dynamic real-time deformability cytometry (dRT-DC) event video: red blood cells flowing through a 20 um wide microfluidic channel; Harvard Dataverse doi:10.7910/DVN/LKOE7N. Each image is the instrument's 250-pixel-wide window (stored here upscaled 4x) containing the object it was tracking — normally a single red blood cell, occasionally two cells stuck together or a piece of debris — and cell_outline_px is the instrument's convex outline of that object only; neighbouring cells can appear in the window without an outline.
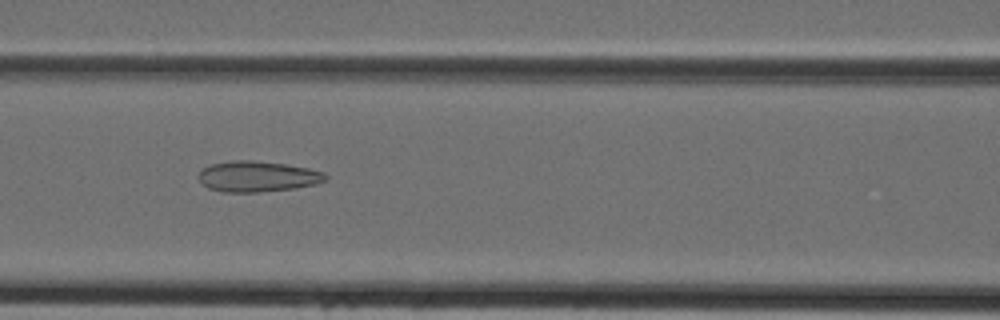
{"species": "Egyptian fruit bat (a non-hibernating species)", "species_latin": "Rousettus aegyptiacus", "temperature_condition": "cold", "stored_images_in_passage": 27, "camera_frame_rate_fps": 3000, "um_per_image_px": 0.085, "animal": {"sex": "female"}, "frame": {"image": 1, "passage_image": 7, "time_ms": 2.0, "image_size_px": [1000, 320], "cell_outline_px": [[328, 180], [296, 188], [260, 192], [220, 192], [208, 188], [196, 176], [204, 168], [212, 164], [232, 160], [256, 160], [284, 164], [308, 168], [324, 172], [328, 176]], "centroid_in_image_um": [21.88, 15.0], "position_along_channel_um": 144.7, "area_um2": 22.77}}
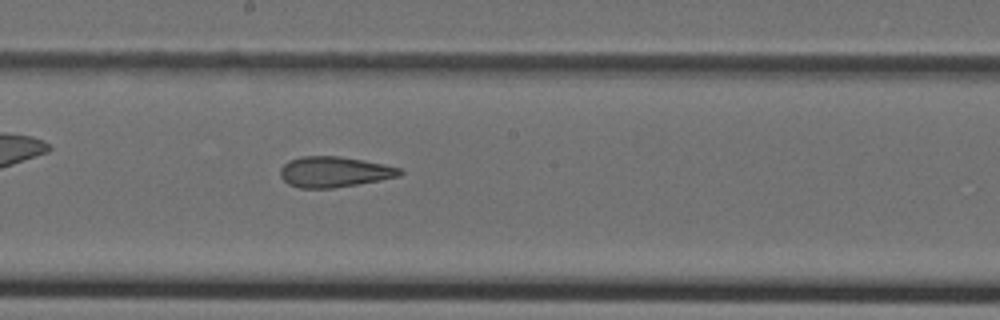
{"frame": {"image": 2, "passage_image": 12, "time_ms": 3.667, "image_size_px": [1000, 320], "cell_outline_px": [[404, 172], [400, 176], [380, 180], [332, 188], [300, 188], [288, 184], [280, 176], [280, 168], [288, 160], [300, 156], [340, 156], [364, 160], [384, 164], [400, 168]], "centroid_in_image_um": [28.39, 14.6], "position_along_channel_um": 219.8, "area_um2": 21.39}}
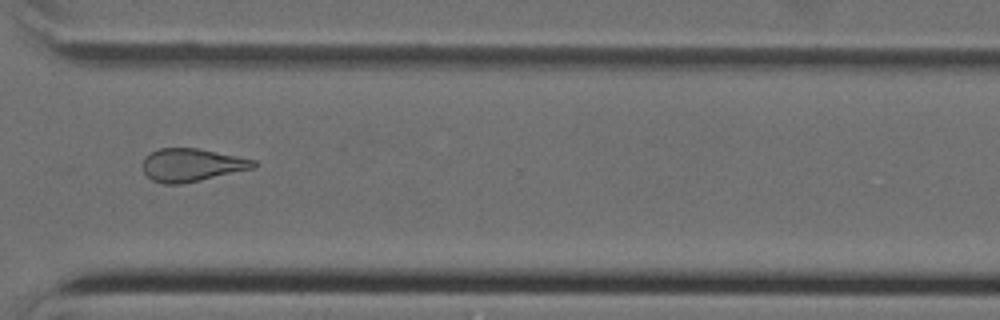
{"frame": {"image": 3, "passage_image": 21, "time_ms": 6.667, "image_size_px": [1000, 320], "cell_outline_px": [[260, 164], [256, 168], [200, 180], [180, 184], [164, 184], [152, 180], [144, 172], [144, 156], [160, 148], [196, 148], [256, 160]], "centroid_in_image_um": [16.34, 14.03], "position_along_channel_um": 354.3, "area_um2": 21.21}}